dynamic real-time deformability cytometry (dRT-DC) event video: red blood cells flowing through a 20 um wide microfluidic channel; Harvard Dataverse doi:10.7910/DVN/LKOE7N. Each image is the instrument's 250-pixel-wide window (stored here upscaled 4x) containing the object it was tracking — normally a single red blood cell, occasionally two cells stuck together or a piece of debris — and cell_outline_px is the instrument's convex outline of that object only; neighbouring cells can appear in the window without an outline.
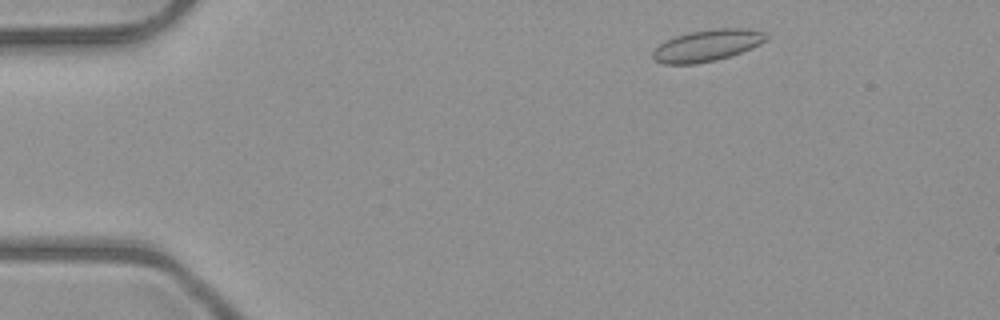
{"species": "common noctule bat (a hibernating species)", "species_latin": "Nyctalus noctula", "temperature_condition": "room temperature", "stored_images_in_passage": 47, "camera_frame_rate_fps": 3000, "um_per_image_px": 0.085, "animal": {"sex": "male", "body_mass_g": 23.1, "forearm_length_mm": 52.7}, "frame": {"image": 1, "passage_image": 3, "time_ms": 0.667, "image_size_px": [1000, 320], "cell_outline_px": [[768, 40], [752, 48], [716, 60], [696, 64], [664, 64], [656, 60], [652, 56], [652, 52], [664, 40], [688, 32], [716, 28], [748, 28], [764, 32], [768, 36]], "centroid_in_image_um": [60.12, 3.85], "position_along_channel_um": 24.9, "area_um2": 20.92}}
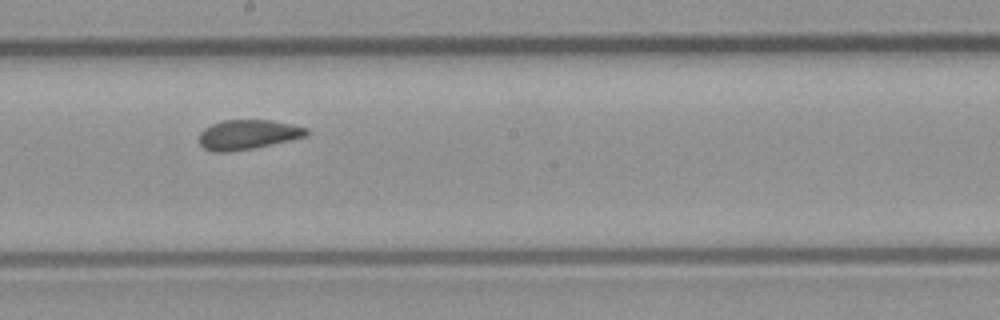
{"frame": {"image": 2, "passage_image": 24, "time_ms": 7.667, "image_size_px": [1000, 320], "cell_outline_px": [[308, 136], [252, 148], [228, 152], [212, 152], [204, 148], [200, 144], [200, 132], [204, 128], [212, 124], [224, 120], [272, 120], [292, 124], [308, 128]], "centroid_in_image_um": [21.07, 11.43], "position_along_channel_um": 227.1, "area_um2": 18.5}}
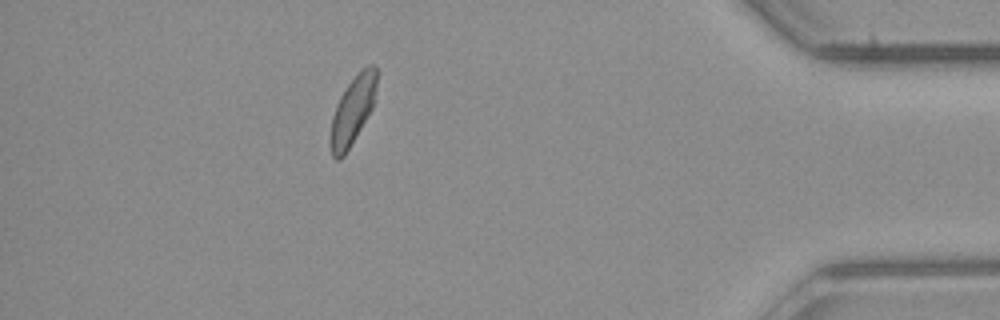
{"frame": {"image": 3, "passage_image": 41, "time_ms": 13.333, "image_size_px": [1000, 320], "cell_outline_px": [[376, 84], [372, 108], [344, 156], [340, 160], [336, 160], [332, 156], [332, 116], [336, 104], [340, 96], [348, 84], [368, 64], [376, 64]], "centroid_in_image_um": [29.98, 9.37], "position_along_channel_um": 405.2, "area_um2": 17.57}, "authors_computed_cell_mechanics": {"area_um2": 18.7272, "velocity_mm_per_s": 4.0068, "shape_relaxation_time_tau1_ms": 6.7133, "shape_relaxation_time_tau2_ms": 1.3941, "deformation_change_tau1": 0.0842, "deformation_change_tau2": 0.0484}}